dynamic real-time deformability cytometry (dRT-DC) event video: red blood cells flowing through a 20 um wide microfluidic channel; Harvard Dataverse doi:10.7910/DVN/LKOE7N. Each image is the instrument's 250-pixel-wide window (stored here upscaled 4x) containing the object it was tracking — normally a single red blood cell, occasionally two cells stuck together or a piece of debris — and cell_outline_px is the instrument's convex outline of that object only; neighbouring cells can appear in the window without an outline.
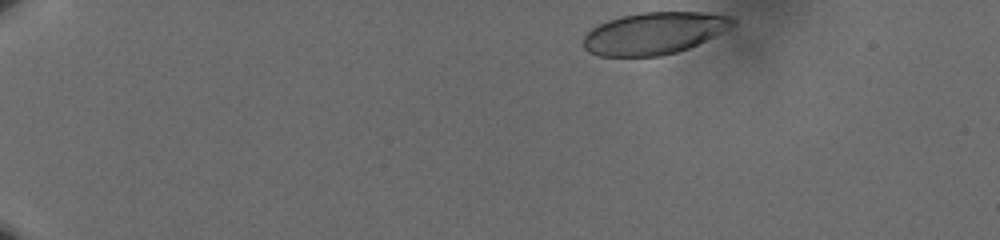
{"species": "human", "species_latin": "Homo sapiens", "temperature_condition": "cold", "stored_images_in_passage": 45, "camera_frame_rate_fps": 3000, "um_per_image_px": 0.085, "donor": {"sex": "male"}, "frame": {"image": 1, "passage_image": 1, "time_ms": 0.0, "image_size_px": [1000, 240], "cell_outline_px": [[736, 24], [688, 48], [676, 52], [660, 56], [600, 56], [588, 52], [584, 48], [584, 36], [592, 28], [608, 20], [640, 12], [704, 12], [728, 16], [736, 20]], "centroid_in_image_um": [55.57, 2.82], "position_along_channel_um": 29.4, "area_um2": 36.13}}
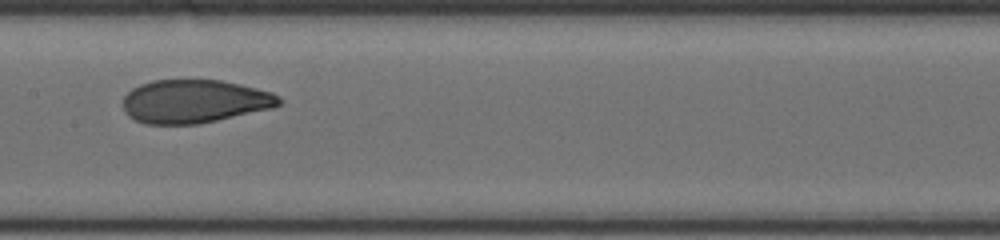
{"frame": {"image": 2, "passage_image": 24, "time_ms": 7.667, "image_size_px": [1000, 240], "cell_outline_px": [[284, 100], [280, 104], [272, 108], [200, 124], [144, 124], [128, 116], [124, 112], [124, 96], [132, 88], [140, 84], [152, 80], [220, 80], [240, 84], [272, 92], [280, 96]], "centroid_in_image_um": [16.54, 8.62], "position_along_channel_um": 190.9, "area_um2": 39.59}}
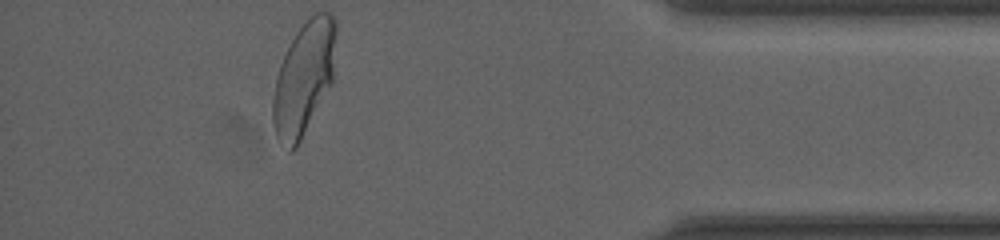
{"frame": {"image": 3, "passage_image": 45, "time_ms": 14.667, "image_size_px": [1000, 240], "cell_outline_px": [[336, 32], [332, 84], [296, 148], [292, 152], [288, 152], [276, 136], [272, 124], [272, 100], [276, 76], [280, 64], [296, 32], [316, 12], [332, 12], [336, 20]], "centroid_in_image_um": [25.82, 6.69], "position_along_channel_um": 409.4, "area_um2": 41.67}, "authors_computed_cell_mechanics": {"area_um2": 40.2288, "velocity_mm_per_s": 3.5723, "shape_relaxation_time_tau1_ms": 4.908, "shape_relaxation_time_tau2_ms": 0.9426, "deformation_change_tau1": 0.1739, "deformation_change_tau2": 0.056}}